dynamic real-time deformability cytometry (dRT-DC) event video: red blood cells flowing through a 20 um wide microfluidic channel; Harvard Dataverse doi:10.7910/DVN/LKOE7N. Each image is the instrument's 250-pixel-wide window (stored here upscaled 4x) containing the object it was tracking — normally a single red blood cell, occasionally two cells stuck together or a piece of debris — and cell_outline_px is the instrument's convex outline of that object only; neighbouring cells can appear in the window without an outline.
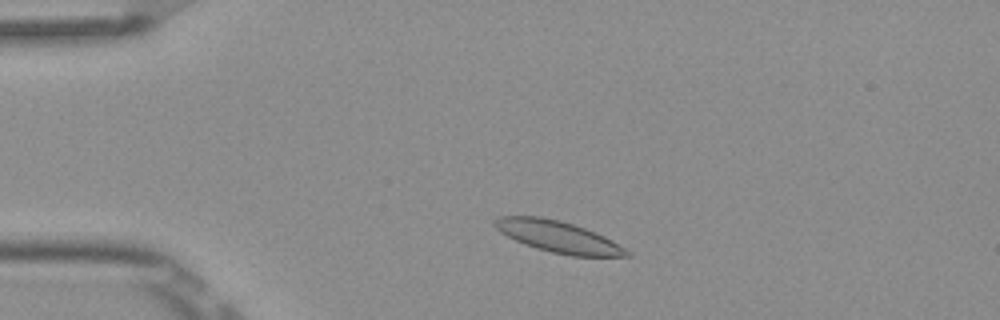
{"species": "Egyptian fruit bat (a non-hibernating species)", "species_latin": "Rousettus aegyptiacus", "temperature_condition": "room temperature", "stored_images_in_passage": 3, "camera_frame_rate_fps": 3000, "um_per_image_px": 0.085, "frame": {"image": 1, "passage_image": 2, "time_ms": 0.333, "image_size_px": [1000, 320], "cell_outline_px": [[632, 256], [572, 256], [552, 252], [536, 248], [524, 244], [500, 232], [492, 224], [492, 220], [500, 216], [540, 216], [560, 220], [596, 232], [612, 240], [632, 252]], "centroid_in_image_um": [47.45, 20.12], "position_along_channel_um": 37.6, "area_um2": 24.22}}